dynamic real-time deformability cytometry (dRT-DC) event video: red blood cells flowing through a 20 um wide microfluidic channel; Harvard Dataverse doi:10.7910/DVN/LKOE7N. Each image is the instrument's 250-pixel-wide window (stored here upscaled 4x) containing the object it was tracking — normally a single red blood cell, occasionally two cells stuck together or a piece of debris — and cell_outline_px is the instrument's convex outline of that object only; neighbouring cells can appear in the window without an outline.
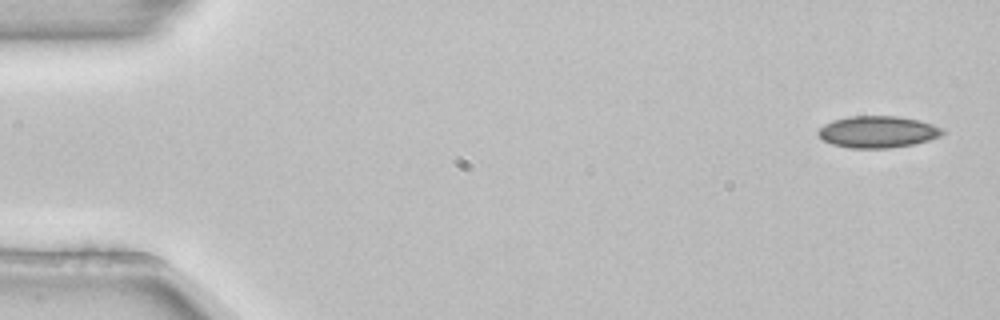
{"species": "common noctule bat (a hibernating species)", "species_latin": "Nyctalus noctula", "temperature_condition": "room temperature", "stored_images_in_passage": 4, "camera_frame_rate_fps": 3000, "um_per_image_px": 0.085, "animal": {"sex": "female", "body_mass_g": 22.7, "forearm_length_mm": 54.2}, "frame": {"image": 1, "passage_image": 1, "time_ms": 0.0, "image_size_px": [1000, 320], "cell_outline_px": [[944, 132], [940, 136], [928, 140], [912, 144], [888, 148], [848, 148], [832, 144], [824, 140], [816, 132], [824, 124], [832, 120], [848, 116], [900, 116], [920, 120], [944, 128]], "centroid_in_image_um": [74.6, 11.2], "position_along_channel_um": 10.4, "area_um2": 23.06}}
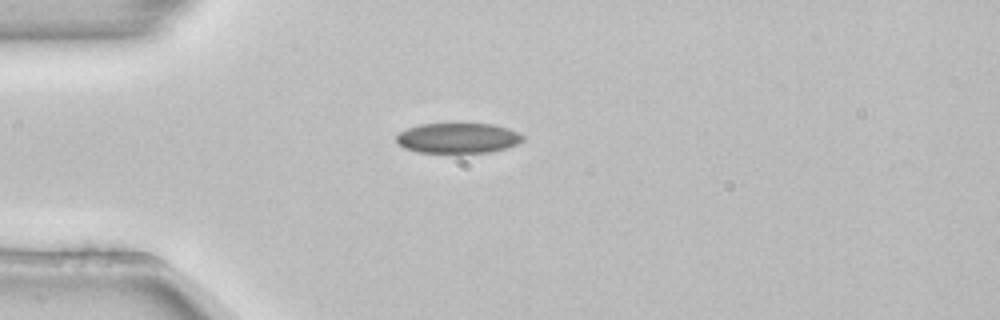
{"frame": {"image": 2, "passage_image": 4, "time_ms": 1.0, "image_size_px": [1000, 320], "cell_outline_px": [[524, 140], [508, 148], [488, 152], [416, 152], [404, 148], [396, 144], [396, 136], [400, 132], [408, 128], [420, 124], [492, 124], [508, 128], [520, 132], [524, 136]], "centroid_in_image_um": [38.93, 11.73], "position_along_channel_um": 46.1, "area_um2": 22.31}}